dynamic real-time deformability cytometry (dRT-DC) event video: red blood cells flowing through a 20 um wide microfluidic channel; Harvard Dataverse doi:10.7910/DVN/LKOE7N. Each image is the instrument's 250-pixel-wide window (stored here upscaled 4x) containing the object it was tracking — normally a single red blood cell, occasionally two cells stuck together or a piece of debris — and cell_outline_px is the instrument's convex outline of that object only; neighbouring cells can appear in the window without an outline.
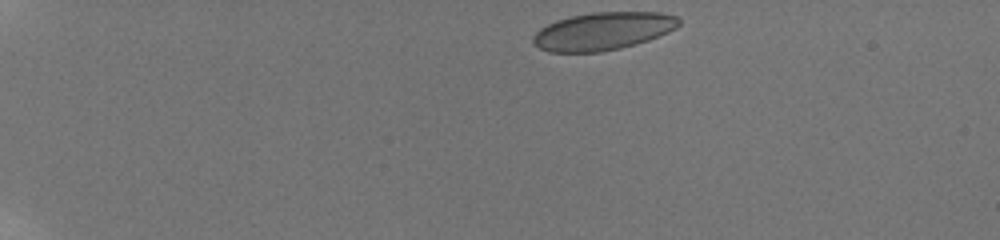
{"species": "human", "species_latin": "Homo sapiens", "temperature_condition": "room temperature", "stored_images_in_passage": 46, "camera_frame_rate_fps": 3000, "um_per_image_px": 0.085, "donor": {"sex": "male"}, "frame": {"image": 1, "passage_image": 1, "time_ms": 0.0, "image_size_px": [1000, 240], "cell_outline_px": [[680, 24], [676, 28], [668, 32], [648, 40], [620, 48], [600, 52], [548, 52], [540, 48], [532, 40], [532, 36], [540, 28], [556, 20], [572, 16], [592, 12], [660, 12], [676, 16], [680, 20]], "centroid_in_image_um": [51.25, 2.64], "position_along_channel_um": 33.8, "area_um2": 32.02}}
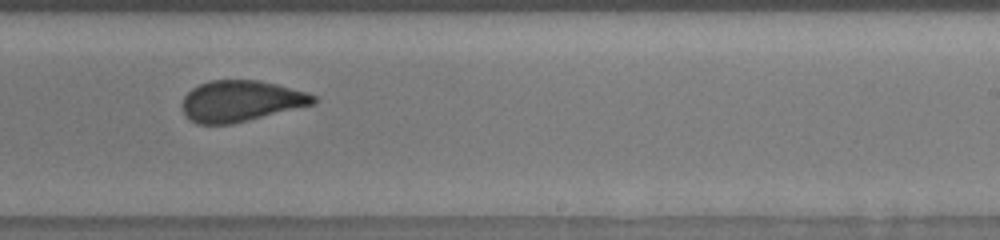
{"frame": {"image": 2, "passage_image": 28, "time_ms": 9.0, "image_size_px": [1000, 240], "cell_outline_px": [[316, 104], [232, 124], [196, 124], [188, 120], [184, 112], [184, 96], [192, 88], [200, 84], [212, 80], [260, 80], [308, 92], [316, 96]], "centroid_in_image_um": [20.5, 8.59], "position_along_channel_um": 268.5, "area_um2": 31.44}}
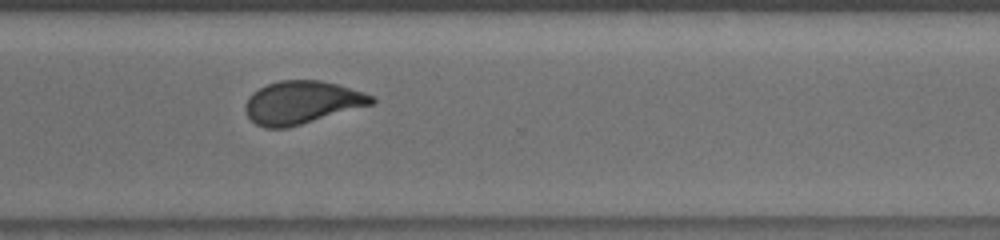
{"frame": {"image": 3, "passage_image": 34, "time_ms": 11.0, "image_size_px": [1000, 240], "cell_outline_px": [[376, 100], [372, 104], [288, 128], [264, 128], [256, 124], [248, 116], [244, 108], [244, 104], [248, 96], [252, 92], [268, 84], [280, 80], [320, 80], [336, 84], [364, 92], [376, 96]], "centroid_in_image_um": [25.64, 8.71], "position_along_channel_um": 345.0, "area_um2": 31.56}, "authors_computed_cell_mechanics": {"area_um2": 31.8767, "velocity_mm_per_s": 3.8101, "shape_relaxation_time_tau1_ms": null, "shape_relaxation_time_tau2_ms": 0.6818, "deformation_change_tau1": null, "deformation_change_tau2": 0.0793}}